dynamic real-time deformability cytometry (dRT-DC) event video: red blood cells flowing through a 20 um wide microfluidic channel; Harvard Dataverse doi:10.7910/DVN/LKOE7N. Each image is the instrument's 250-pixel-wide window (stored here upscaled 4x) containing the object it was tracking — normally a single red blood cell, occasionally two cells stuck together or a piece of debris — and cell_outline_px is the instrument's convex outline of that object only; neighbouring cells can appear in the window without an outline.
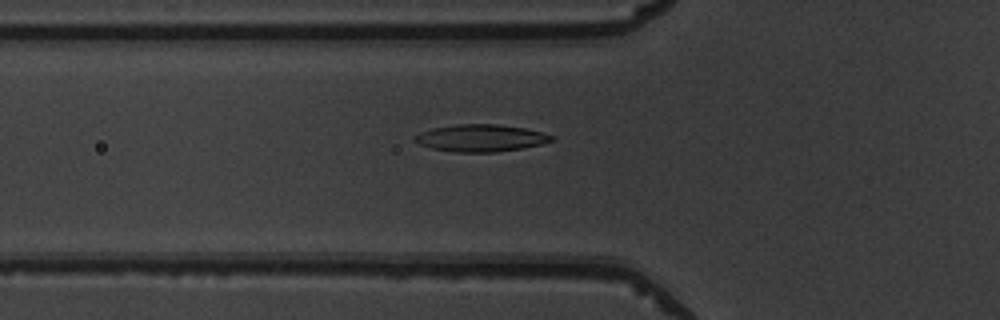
{"species": "common noctule bat (a hibernating species)", "species_latin": "Nyctalus noctula", "temperature_condition": "warm", "stored_images_in_passage": 52, "camera_frame_rate_fps": 3000, "um_per_image_px": 0.085, "animal": {"sex": "male", "body_mass_g": 19.5, "forearm_length_mm": 54.6}, "frame": {"image": 1, "passage_image": 19, "time_ms": 6.0, "image_size_px": [1000, 320], "cell_outline_px": [[556, 140], [540, 144], [520, 148], [496, 152], [456, 152], [432, 148], [420, 144], [412, 140], [412, 136], [420, 132], [432, 128], [456, 124], [496, 124], [524, 128], [556, 136]], "centroid_in_image_um": [40.84, 11.73], "position_along_channel_um": 85.0, "area_um2": 21.62}}
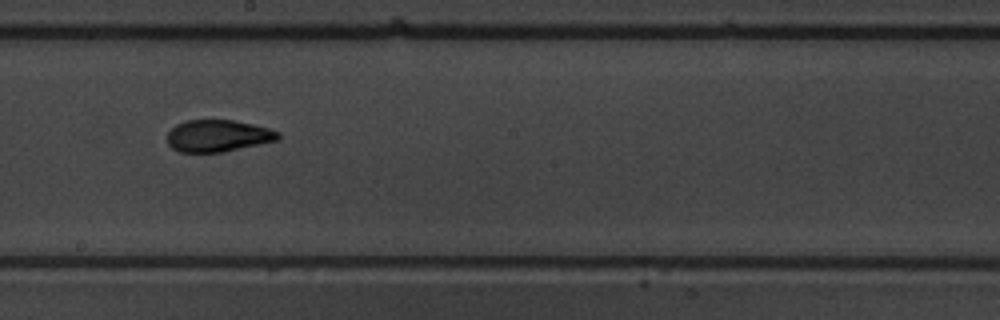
{"frame": {"image": 2, "passage_image": 30, "time_ms": 9.667, "image_size_px": [1000, 320], "cell_outline_px": [[280, 140], [224, 152], [180, 152], [172, 148], [168, 144], [168, 132], [176, 124], [184, 120], [232, 120], [252, 124], [268, 128], [280, 132]], "centroid_in_image_um": [18.54, 11.55], "position_along_channel_um": 229.7, "area_um2": 20.75}}
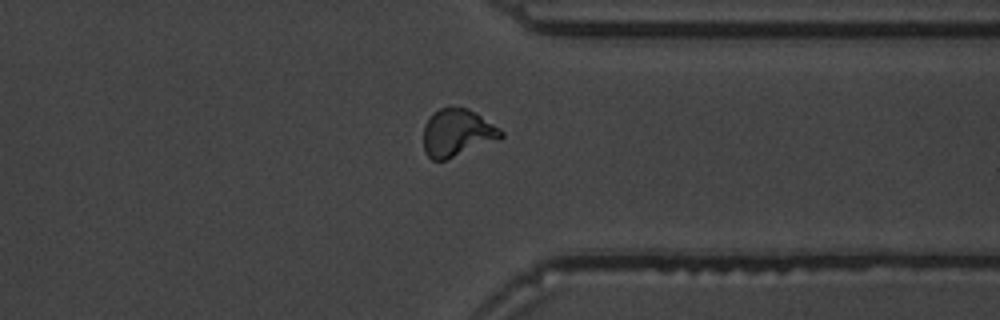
{"frame": {"image": 3, "passage_image": 41, "time_ms": 13.333, "image_size_px": [1000, 320], "cell_outline_px": [[504, 136], [500, 140], [444, 160], [432, 160], [428, 156], [424, 148], [424, 124], [440, 108], [468, 108], [476, 112], [500, 128], [504, 132]], "centroid_in_image_um": [38.91, 11.3], "position_along_channel_um": 372.5, "area_um2": 21.33}, "authors_computed_cell_mechanics": {"area_um2": 20.8658, "velocity_mm_per_s": 3.941, "shape_relaxation_time_tau1_ms": 6.1347, "shape_relaxation_time_tau2_ms": 1.2369, "deformation_change_tau1": 0.2153, "deformation_change_tau2": 0.0745}}